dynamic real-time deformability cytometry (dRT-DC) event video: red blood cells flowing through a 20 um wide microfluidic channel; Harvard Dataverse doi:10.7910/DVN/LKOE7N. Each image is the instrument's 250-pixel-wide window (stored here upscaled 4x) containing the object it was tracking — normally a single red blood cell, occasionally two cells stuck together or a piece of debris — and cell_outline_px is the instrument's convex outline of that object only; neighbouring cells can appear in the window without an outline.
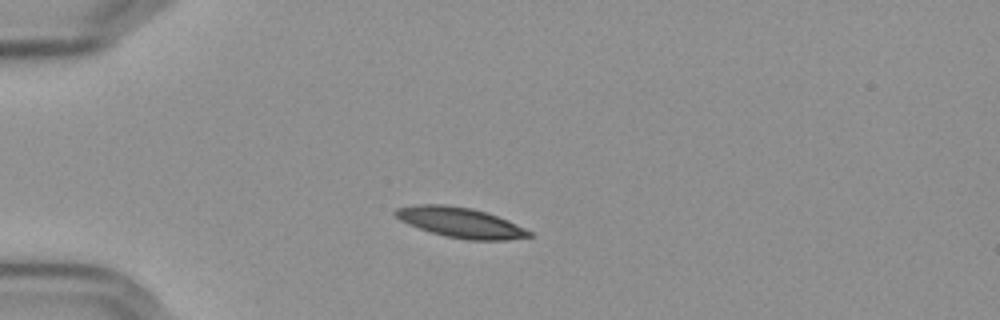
{"species": "Egyptian fruit bat (a non-hibernating species)", "species_latin": "Rousettus aegyptiacus", "temperature_condition": "cold", "stored_images_in_passage": 43, "camera_frame_rate_fps": 3000, "um_per_image_px": 0.085, "frame": {"image": 1, "passage_image": 1, "time_ms": 0.0, "image_size_px": [1000, 320], "cell_outline_px": [[532, 236], [508, 240], [468, 240], [444, 236], [408, 224], [400, 220], [392, 212], [396, 208], [416, 204], [444, 204], [472, 208], [508, 220], [532, 232]], "centroid_in_image_um": [39.12, 18.91], "position_along_channel_um": 45.9, "area_um2": 23.41}}
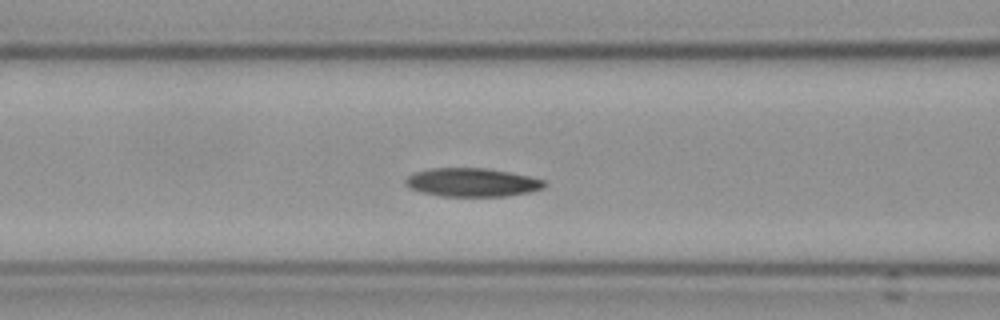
{"frame": {"image": 2, "passage_image": 10, "time_ms": 3.0, "image_size_px": [1000, 320], "cell_outline_px": [[544, 188], [528, 192], [504, 196], [440, 196], [420, 192], [408, 188], [404, 184], [404, 180], [408, 176], [416, 172], [432, 168], [488, 168], [528, 176], [544, 180]], "centroid_in_image_um": [40.07, 15.5], "position_along_channel_um": 126.5, "area_um2": 23.0}}
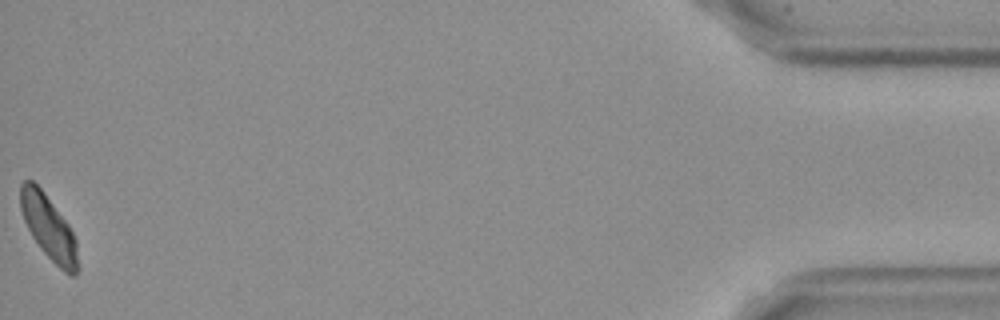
{"frame": {"image": 3, "passage_image": 43, "time_ms": 14.0, "image_size_px": [1000, 320], "cell_outline_px": [[80, 268], [76, 276], [72, 276], [64, 272], [40, 248], [32, 236], [24, 220], [20, 208], [20, 184], [24, 180], [32, 180], [44, 192], [68, 224], [76, 240]], "centroid_in_image_um": [4.16, 19.37], "position_along_channel_um": 431.0, "area_um2": 21.5}}